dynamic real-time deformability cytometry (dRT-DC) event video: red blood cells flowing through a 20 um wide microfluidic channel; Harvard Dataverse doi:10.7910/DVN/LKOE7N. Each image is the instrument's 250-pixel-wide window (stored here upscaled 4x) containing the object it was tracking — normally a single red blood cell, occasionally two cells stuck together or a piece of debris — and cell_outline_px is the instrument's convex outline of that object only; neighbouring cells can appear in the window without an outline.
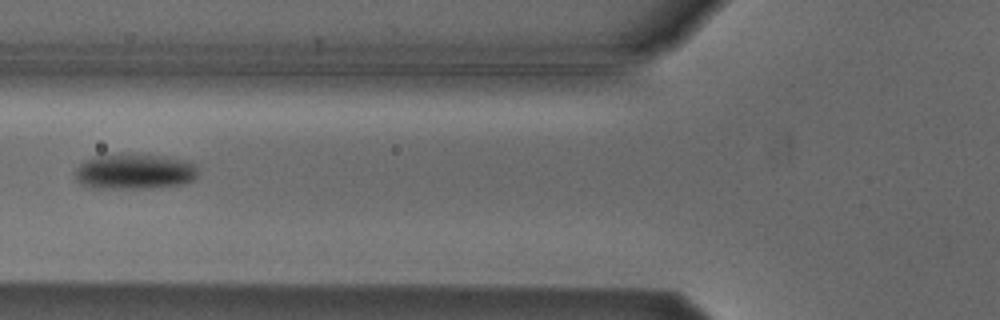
{"species": "Egyptian fruit bat (a non-hibernating species)", "species_latin": "Rousettus aegyptiacus", "temperature_condition": "cold", "stored_images_in_passage": 6, "camera_frame_rate_fps": 3000, "um_per_image_px": 0.085, "animal": {"sex": "male"}, "frame": {"image": 1, "passage_image": 6, "time_ms": 6.667, "image_size_px": [1000, 320], "cell_outline_px": [[196, 176], [192, 180], [184, 184], [128, 188], [104, 188], [80, 184], [76, 180], [76, 168], [84, 160], [92, 156], [120, 152], [128, 152], [168, 156], [188, 160], [196, 164]], "centroid_in_image_um": [11.42, 14.51], "position_along_channel_um": 114.4, "area_um2": 25.78}}